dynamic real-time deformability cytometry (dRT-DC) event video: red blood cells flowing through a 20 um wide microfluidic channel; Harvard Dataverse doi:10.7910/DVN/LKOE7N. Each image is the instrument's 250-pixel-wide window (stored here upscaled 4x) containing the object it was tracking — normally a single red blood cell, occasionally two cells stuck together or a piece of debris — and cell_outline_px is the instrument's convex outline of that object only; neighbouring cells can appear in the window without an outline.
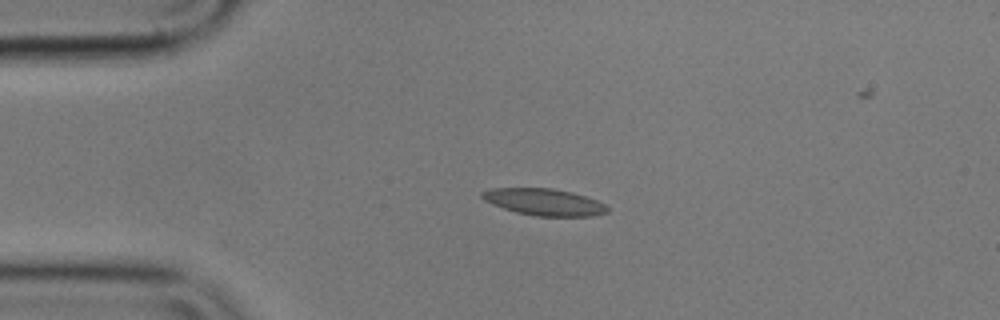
{"species": "common noctule bat (a hibernating species)", "species_latin": "Nyctalus noctula", "temperature_condition": "cold", "stored_images_in_passage": 25, "camera_frame_rate_fps": 3000, "um_per_image_px": 0.085, "animal": {"sex": "male", "body_mass_g": 17.9}, "frame": {"image": 1, "passage_image": 1, "time_ms": 0.0, "image_size_px": [1000, 320], "cell_outline_px": [[608, 212], [596, 216], [536, 216], [516, 212], [492, 204], [484, 200], [480, 196], [480, 192], [492, 188], [552, 188], [572, 192], [608, 204]], "centroid_in_image_um": [46.27, 17.17], "position_along_channel_um": 38.7, "area_um2": 19.65}}
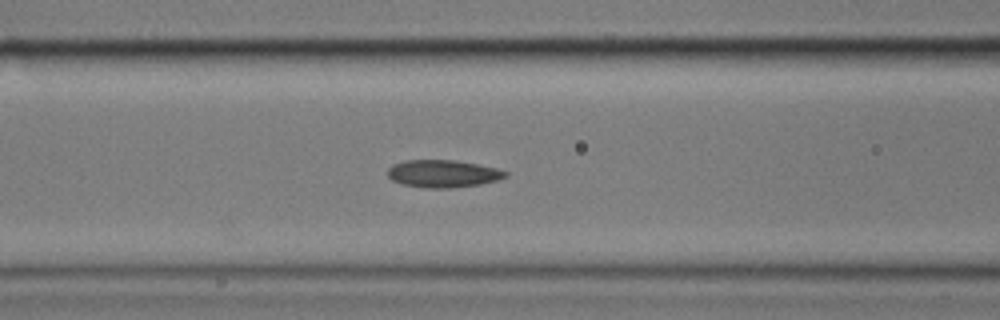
{"frame": {"image": 2, "passage_image": 11, "time_ms": 3.333, "image_size_px": [1000, 320], "cell_outline_px": [[508, 176], [496, 180], [480, 184], [452, 188], [424, 188], [400, 184], [392, 180], [388, 176], [388, 168], [392, 164], [404, 160], [456, 160], [496, 168], [508, 172]], "centroid_in_image_um": [37.61, 14.76], "position_along_channel_um": 129.0, "area_um2": 18.96}}
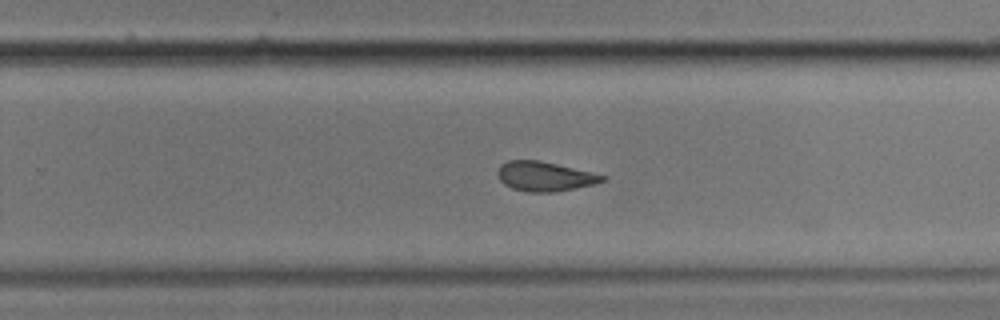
{"frame": {"image": 3, "passage_image": 24, "time_ms": 7.667, "image_size_px": [1000, 320], "cell_outline_px": [[608, 176], [604, 180], [596, 184], [556, 192], [528, 192], [512, 188], [504, 184], [500, 180], [496, 172], [500, 164], [508, 160], [540, 160], [592, 172]], "centroid_in_image_um": [46.3, 14.99], "position_along_channel_um": 283.5, "area_um2": 18.21}}